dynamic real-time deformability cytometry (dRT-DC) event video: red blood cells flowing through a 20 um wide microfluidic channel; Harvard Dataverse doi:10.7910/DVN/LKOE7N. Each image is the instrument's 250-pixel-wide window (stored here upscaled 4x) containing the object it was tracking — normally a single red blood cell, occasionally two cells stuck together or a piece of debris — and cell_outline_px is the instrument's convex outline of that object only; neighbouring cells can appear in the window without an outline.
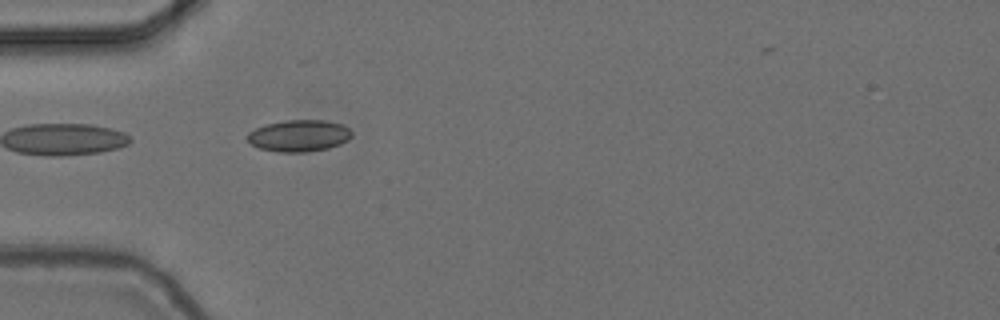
{"species": "common noctule bat (a hibernating species)", "species_latin": "Nyctalus noctula", "temperature_condition": "cold", "stored_images_in_passage": 39, "camera_frame_rate_fps": 3000, "um_per_image_px": 0.085, "animal": {"sex": "female", "body_mass_g": 24.6, "forearm_length_mm": 56.2}, "frame": {"image": 1, "passage_image": 1, "time_ms": 0.0, "image_size_px": [1000, 320], "cell_outline_px": [[352, 136], [348, 140], [340, 144], [328, 148], [308, 152], [276, 152], [260, 148], [252, 144], [248, 140], [248, 132], [264, 124], [288, 120], [324, 120], [340, 124], [348, 128], [352, 132]], "centroid_in_image_um": [25.42, 11.54], "position_along_channel_um": 59.6, "area_um2": 19.25}}
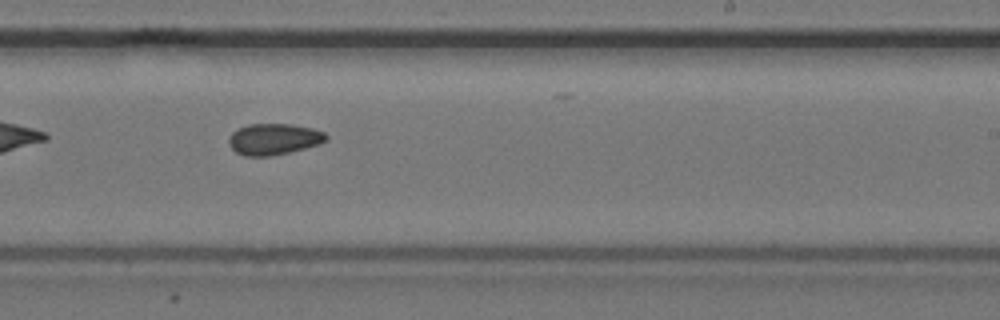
{"frame": {"image": 2, "passage_image": 18, "time_ms": 5.667, "image_size_px": [1000, 320], "cell_outline_px": [[328, 140], [320, 144], [288, 152], [268, 156], [244, 156], [236, 152], [228, 144], [228, 136], [236, 128], [248, 124], [292, 124], [312, 128], [324, 132], [328, 136]], "centroid_in_image_um": [23.25, 11.81], "position_along_channel_um": 265.8, "area_um2": 17.86}}
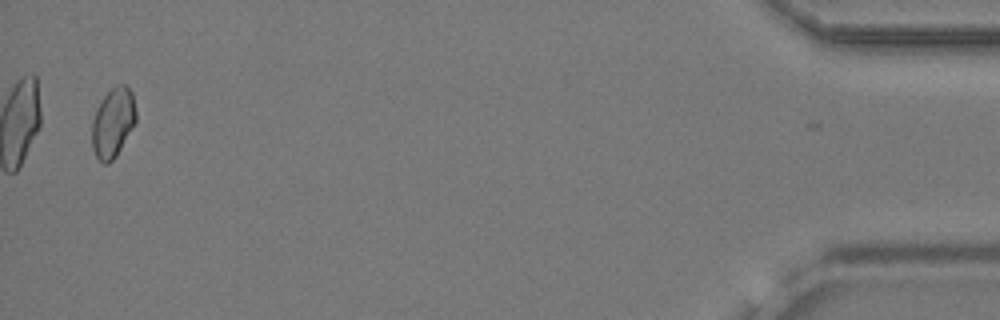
{"frame": {"image": 3, "passage_image": 38, "time_ms": 12.333, "image_size_px": [1000, 320], "cell_outline_px": [[136, 120], [116, 156], [108, 164], [104, 164], [96, 156], [92, 148], [92, 120], [96, 108], [104, 96], [116, 84], [124, 84], [132, 92], [136, 112]], "centroid_in_image_um": [9.59, 10.41], "position_along_channel_um": 425.6, "area_um2": 17.69}, "authors_computed_cell_mechanics": {"area_um2": 17.6868, "velocity_mm_per_s": 3.7019, "shape_relaxation_time_tau1_ms": null, "shape_relaxation_time_tau2_ms": 5.6512, "deformation_change_tau1": null, "deformation_change_tau2": 0.099}}